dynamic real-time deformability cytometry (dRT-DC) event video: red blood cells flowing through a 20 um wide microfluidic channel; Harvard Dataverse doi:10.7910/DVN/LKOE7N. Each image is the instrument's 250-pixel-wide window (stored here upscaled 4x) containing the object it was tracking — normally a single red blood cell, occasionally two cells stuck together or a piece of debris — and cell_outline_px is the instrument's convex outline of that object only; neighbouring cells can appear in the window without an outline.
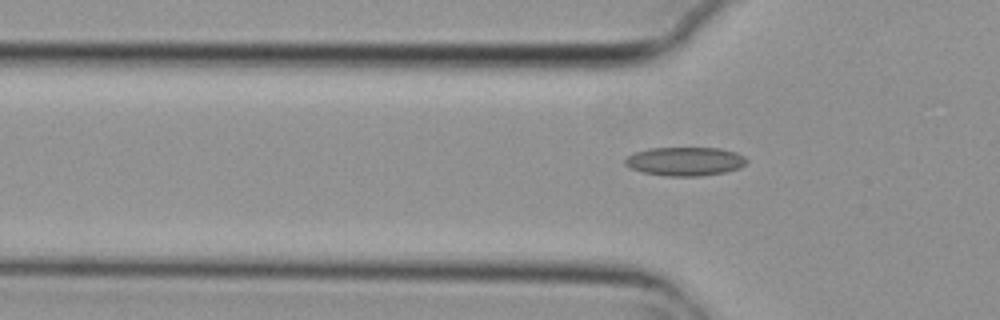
{"species": "common noctule bat (a hibernating species)", "species_latin": "Nyctalus noctula", "temperature_condition": "cold", "stored_images_in_passage": 5, "segment_of_instrument_passage": [2, 2], "camera_frame_rate_fps": 3000, "um_per_image_px": 0.085, "animal": {"sex": "female", "body_mass_g": 29.2, "forearm_length_mm": 56.3}, "frame": {"image": 1, "passage_image": 5, "time_ms": 1.333, "image_size_px": [1000, 320], "cell_outline_px": [[748, 160], [740, 168], [724, 172], [700, 176], [668, 176], [644, 172], [632, 168], [624, 164], [624, 160], [628, 156], [636, 152], [648, 148], [720, 148], [736, 152], [744, 156]], "centroid_in_image_um": [58.25, 13.71], "position_along_channel_um": 67.6, "area_um2": 20.23}}